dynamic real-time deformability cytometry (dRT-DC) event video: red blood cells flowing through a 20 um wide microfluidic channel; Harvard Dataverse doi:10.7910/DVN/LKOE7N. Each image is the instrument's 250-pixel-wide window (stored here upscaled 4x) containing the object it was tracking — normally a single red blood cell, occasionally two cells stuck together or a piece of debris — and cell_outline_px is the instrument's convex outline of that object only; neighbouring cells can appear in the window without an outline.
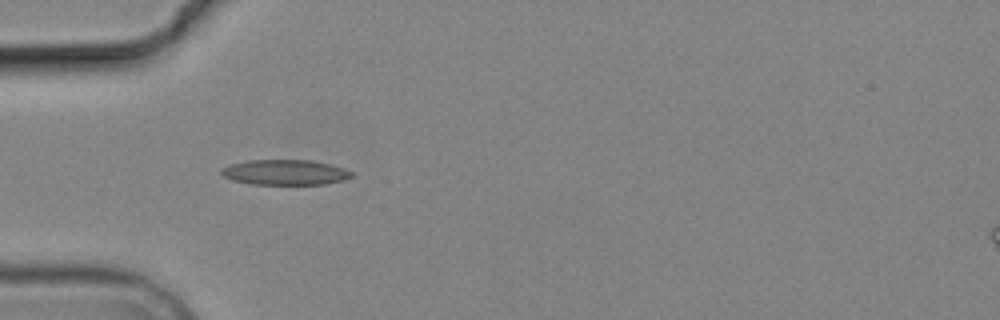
{"species": "common noctule bat (a hibernating species)", "species_latin": "Nyctalus noctula", "temperature_condition": "cold", "stored_images_in_passage": 2, "camera_frame_rate_fps": 3000, "um_per_image_px": 0.085, "animal": {"sex": "male", "body_mass_g": 19.2, "forearm_length_mm": 51.8}, "frame": {"image": 1, "passage_image": 1, "time_ms": 0.0, "image_size_px": [1000, 320], "cell_outline_px": [[352, 176], [344, 180], [324, 184], [252, 184], [232, 180], [224, 176], [220, 172], [220, 168], [232, 164], [248, 160], [312, 160], [344, 168], [352, 172]], "centroid_in_image_um": [24.22, 14.64], "position_along_channel_um": 60.8, "area_um2": 19.07}}
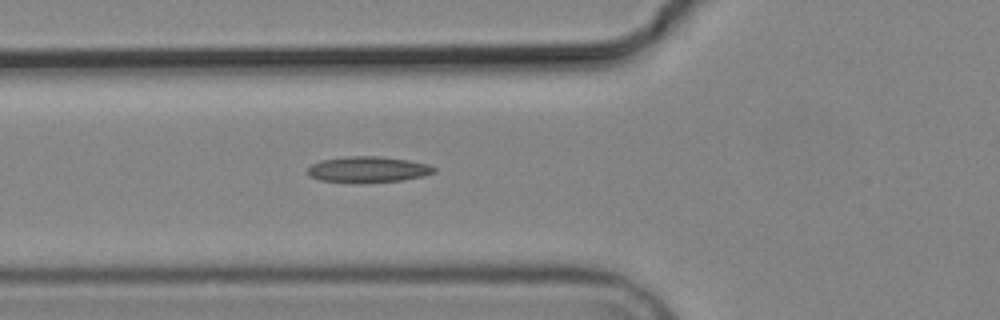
{"frame": {"image": 2, "passage_image": 2, "time_ms": 1.0, "image_size_px": [1000, 320], "cell_outline_px": [[436, 172], [424, 176], [400, 180], [352, 184], [320, 180], [312, 176], [308, 172], [308, 168], [312, 164], [320, 160], [344, 156], [380, 156], [408, 160], [428, 164], [436, 168]], "centroid_in_image_um": [31.27, 14.41], "position_along_channel_um": 94.5, "area_um2": 19.36}}